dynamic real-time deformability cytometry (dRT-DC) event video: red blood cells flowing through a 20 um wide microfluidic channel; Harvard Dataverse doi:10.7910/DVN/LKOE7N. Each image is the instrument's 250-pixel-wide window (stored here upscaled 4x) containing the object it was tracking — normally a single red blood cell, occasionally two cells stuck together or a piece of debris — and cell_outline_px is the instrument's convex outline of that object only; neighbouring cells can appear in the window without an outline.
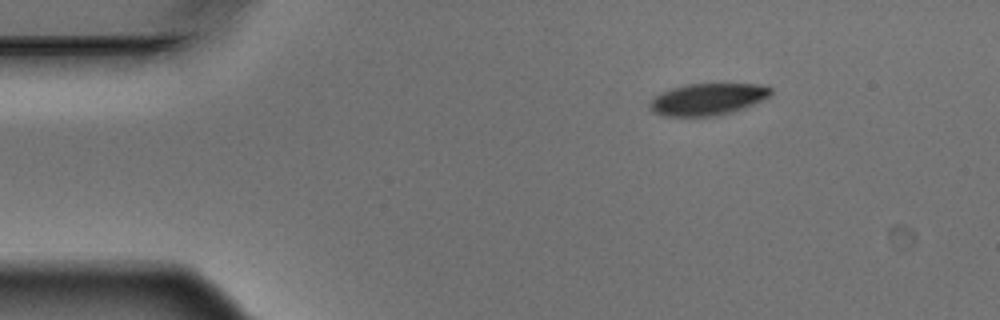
{"species": "Egyptian fruit bat (a non-hibernating species)", "species_latin": "Rousettus aegyptiacus", "temperature_condition": "warm", "stored_images_in_passage": 4, "segment_of_instrument_passage": [1, 2], "camera_frame_rate_fps": 3000, "um_per_image_px": 0.085, "animal": {"sex": "male"}, "frame": {"image": 1, "passage_image": 1, "time_ms": 0.0, "image_size_px": [1000, 320], "cell_outline_px": [[772, 92], [768, 96], [744, 108], [732, 112], [716, 116], [664, 116], [652, 112], [648, 108], [648, 104], [660, 92], [672, 88], [688, 84], [756, 84], [772, 88]], "centroid_in_image_um": [60.1, 8.44], "position_along_channel_um": 24.9, "area_um2": 22.31}}